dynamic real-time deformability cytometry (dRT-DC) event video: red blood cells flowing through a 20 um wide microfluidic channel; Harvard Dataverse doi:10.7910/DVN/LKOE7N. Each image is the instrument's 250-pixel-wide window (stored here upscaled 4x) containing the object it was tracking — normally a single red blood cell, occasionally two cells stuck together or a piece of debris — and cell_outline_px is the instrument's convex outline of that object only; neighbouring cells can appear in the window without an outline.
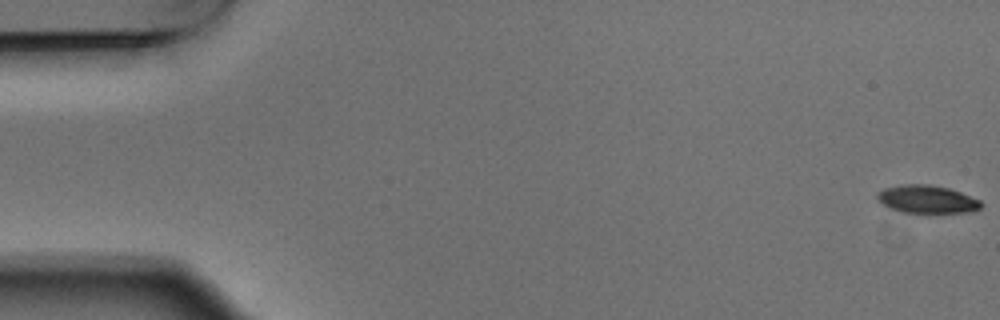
{"species": "Egyptian fruit bat (a non-hibernating species)", "species_latin": "Rousettus aegyptiacus", "temperature_condition": "warm", "stored_images_in_passage": 5, "camera_frame_rate_fps": 3000, "um_per_image_px": 0.085, "animal": {"sex": "male"}, "frame": {"image": 1, "passage_image": 1, "time_ms": 0.0, "image_size_px": [1000, 320], "cell_outline_px": [[984, 204], [980, 208], [972, 212], [904, 212], [892, 208], [884, 204], [876, 196], [876, 192], [884, 188], [900, 184], [928, 184], [948, 188], [960, 192], [980, 200]], "centroid_in_image_um": [78.81, 16.92], "position_along_channel_um": 6.2, "area_um2": 16.7}}
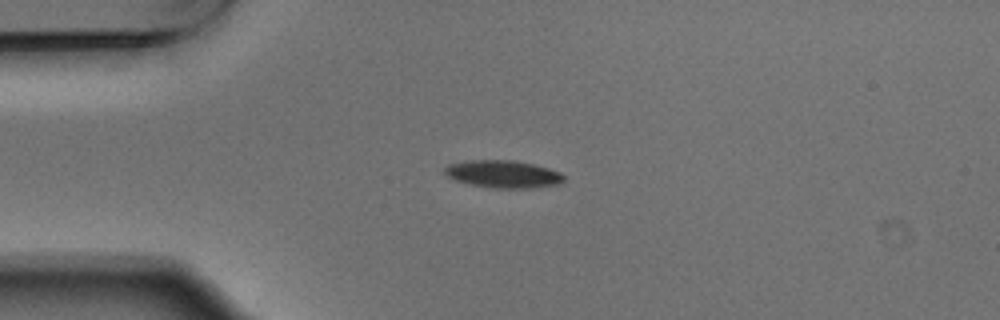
{"frame": {"image": 2, "passage_image": 4, "time_ms": 1.0, "image_size_px": [1000, 320], "cell_outline_px": [[564, 180], [560, 184], [528, 188], [492, 188], [472, 184], [456, 180], [448, 176], [444, 172], [444, 168], [448, 164], [468, 160], [512, 160], [532, 164], [548, 168], [560, 172], [564, 176]], "centroid_in_image_um": [42.77, 14.79], "position_along_channel_um": 42.2, "area_um2": 18.96}}